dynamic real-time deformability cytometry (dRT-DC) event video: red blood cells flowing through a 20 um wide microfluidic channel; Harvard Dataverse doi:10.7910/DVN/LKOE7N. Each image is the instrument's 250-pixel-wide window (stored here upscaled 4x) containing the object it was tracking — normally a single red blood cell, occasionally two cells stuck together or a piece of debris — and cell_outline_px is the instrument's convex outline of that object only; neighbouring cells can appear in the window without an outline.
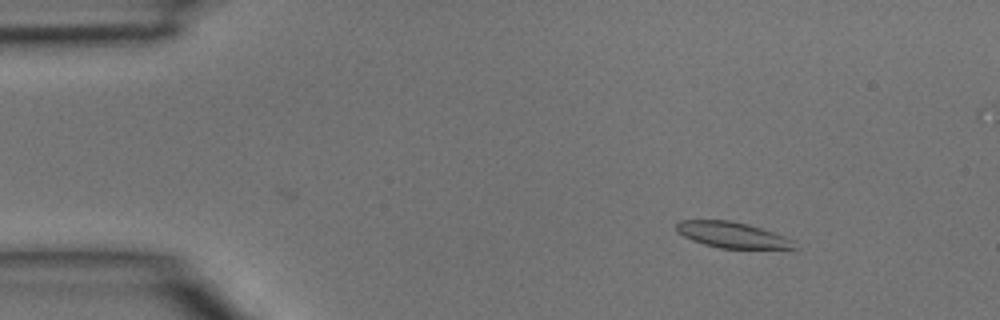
{"species": "common noctule bat (a hibernating species)", "species_latin": "Nyctalus noctula", "temperature_condition": "room temperature", "stored_images_in_passage": 4, "camera_frame_rate_fps": 3000, "um_per_image_px": 0.085, "animal": {"sex": "male", "body_mass_g": 15.6}, "frame": {"image": 1, "passage_image": 1, "time_ms": 0.0, "image_size_px": [1000, 320], "cell_outline_px": [[796, 248], [720, 248], [704, 244], [692, 240], [684, 236], [676, 228], [676, 224], [680, 220], [728, 220], [748, 224], [784, 236], [792, 240]], "centroid_in_image_um": [62.2, 19.96], "position_along_channel_um": 22.8, "area_um2": 17.34}}
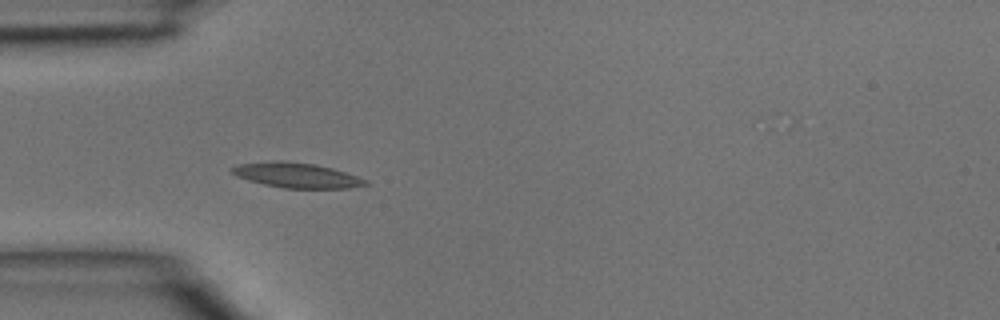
{"frame": {"image": 2, "passage_image": 3, "time_ms": 0.667, "image_size_px": [1000, 320], "cell_outline_px": [[372, 184], [348, 188], [284, 188], [264, 184], [248, 180], [236, 176], [228, 172], [228, 168], [236, 164], [276, 160], [280, 160], [316, 164], [332, 168], [368, 180]], "centroid_in_image_um": [25.16, 14.89], "position_along_channel_um": 59.8, "area_um2": 19.71}}
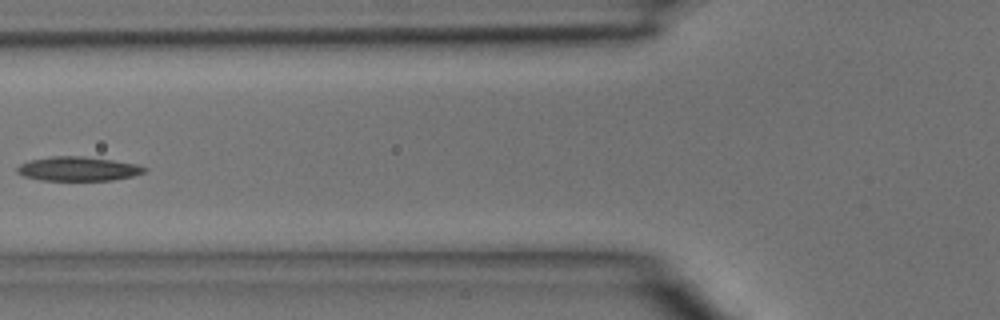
{"frame": {"image": 3, "passage_image": 4, "time_ms": 1.0, "image_size_px": [1000, 320], "cell_outline_px": [[148, 168], [144, 172], [132, 176], [112, 180], [40, 180], [24, 176], [16, 172], [16, 168], [20, 164], [28, 160], [52, 156], [84, 156], [112, 160], [136, 164]], "centroid_in_image_um": [6.6, 14.34], "position_along_channel_um": 119.2, "area_um2": 17.92}}